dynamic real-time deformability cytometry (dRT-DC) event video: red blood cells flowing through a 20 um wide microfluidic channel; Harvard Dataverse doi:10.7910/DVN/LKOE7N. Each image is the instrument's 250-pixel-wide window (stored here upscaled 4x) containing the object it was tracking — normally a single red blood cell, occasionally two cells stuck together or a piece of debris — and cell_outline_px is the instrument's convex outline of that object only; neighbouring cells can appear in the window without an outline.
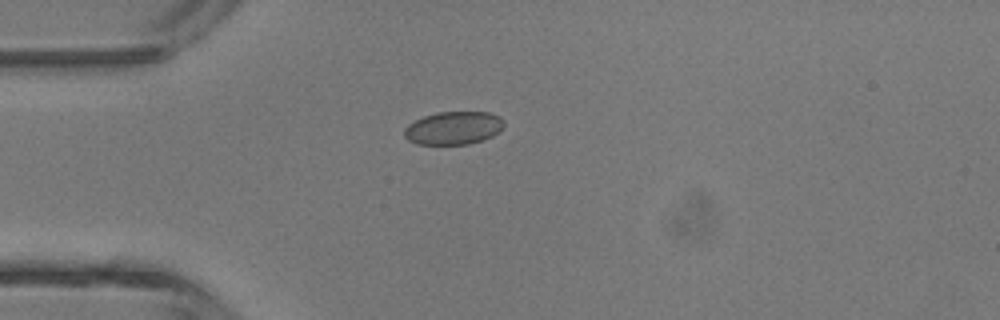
{"species": "common noctule bat (a hibernating species)", "species_latin": "Nyctalus noctula", "temperature_condition": "room temperature", "stored_images_in_passage": 4, "camera_frame_rate_fps": 3000, "um_per_image_px": 0.085, "animal": {"sex": "male", "body_mass_g": 13.3}, "frame": {"image": 1, "passage_image": 3, "time_ms": 2.667, "image_size_px": [1000, 320], "cell_outline_px": [[504, 124], [492, 136], [484, 140], [468, 144], [416, 144], [408, 140], [404, 136], [404, 128], [408, 124], [424, 116], [436, 112], [488, 112], [500, 116], [504, 120]], "centroid_in_image_um": [38.53, 10.88], "position_along_channel_um": 46.5, "area_um2": 19.19}}